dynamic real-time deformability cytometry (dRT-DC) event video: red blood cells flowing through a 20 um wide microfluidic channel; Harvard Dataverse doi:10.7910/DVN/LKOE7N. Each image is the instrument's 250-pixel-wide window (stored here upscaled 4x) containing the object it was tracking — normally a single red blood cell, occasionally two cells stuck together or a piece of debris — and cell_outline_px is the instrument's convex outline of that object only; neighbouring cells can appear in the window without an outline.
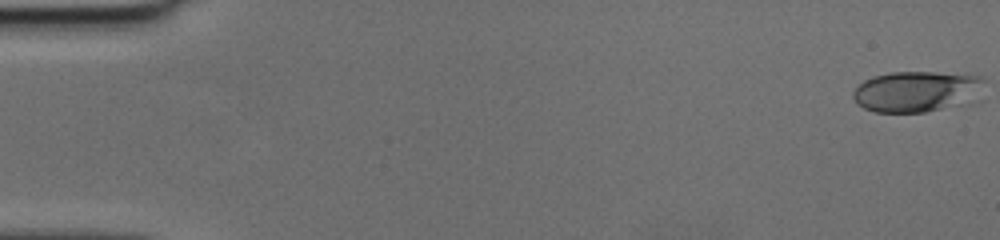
{"species": "human", "species_latin": "Homo sapiens", "temperature_condition": "cold", "stored_images_in_passage": 50, "camera_frame_rate_fps": 3000, "um_per_image_px": 0.085, "donor": {"sex": "female"}, "frame": {"image": 1, "passage_image": 1, "time_ms": 0.0, "image_size_px": [1000, 240], "cell_outline_px": [[984, 100], [976, 104], [924, 112], [872, 112], [856, 104], [852, 96], [852, 92], [864, 80], [872, 76], [892, 72], [932, 72], [984, 76]], "centroid_in_image_um": [78.08, 7.8], "position_along_channel_um": 6.9, "area_um2": 32.66}}
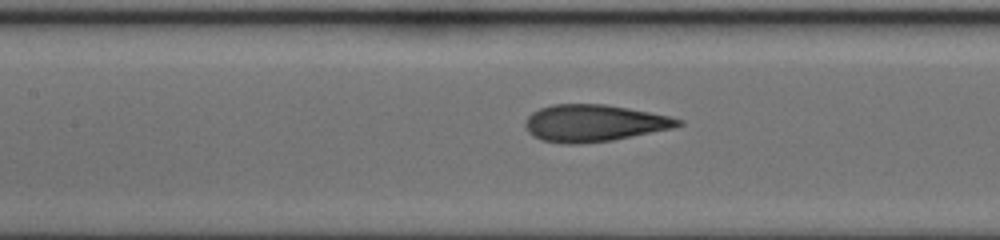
{"frame": {"image": 2, "passage_image": 24, "time_ms": 7.667, "image_size_px": [1000, 240], "cell_outline_px": [[684, 124], [672, 128], [612, 140], [580, 144], [560, 144], [544, 140], [532, 136], [528, 132], [524, 124], [524, 120], [532, 112], [540, 108], [552, 104], [604, 104], [628, 108], [668, 116], [684, 120]], "centroid_in_image_um": [50.45, 10.47], "position_along_channel_um": 157.0, "area_um2": 32.89}}
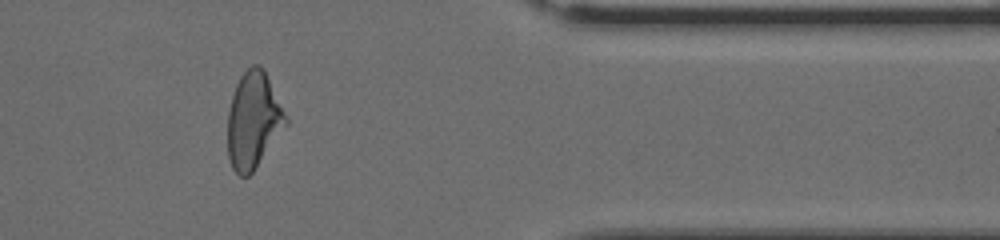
{"frame": {"image": 3, "passage_image": 42, "time_ms": 13.667, "image_size_px": [1000, 240], "cell_outline_px": [[288, 124], [252, 172], [248, 176], [240, 176], [232, 168], [228, 156], [228, 112], [232, 96], [236, 84], [240, 76], [252, 64], [260, 64], [264, 68], [288, 120]], "centroid_in_image_um": [21.53, 10.21], "position_along_channel_um": 389.9, "area_um2": 32.43}}